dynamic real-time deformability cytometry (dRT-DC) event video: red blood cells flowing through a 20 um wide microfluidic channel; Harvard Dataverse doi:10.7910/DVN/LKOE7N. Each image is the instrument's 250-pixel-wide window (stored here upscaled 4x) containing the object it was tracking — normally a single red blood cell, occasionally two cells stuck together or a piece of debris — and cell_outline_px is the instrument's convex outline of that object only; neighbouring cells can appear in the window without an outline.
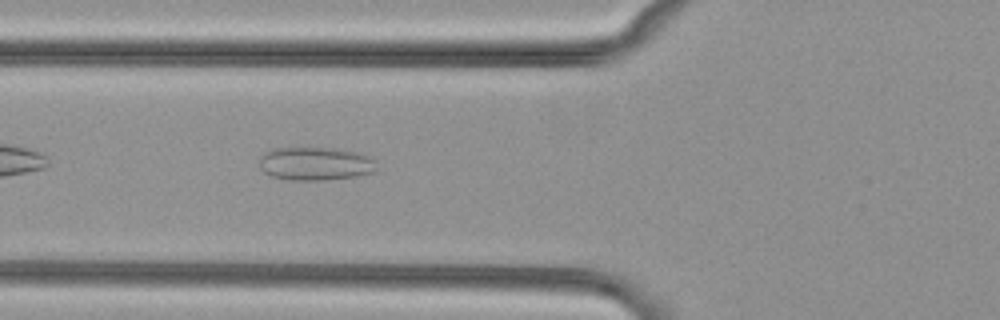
{"species": "common noctule bat (a hibernating species)", "species_latin": "Nyctalus noctula", "temperature_condition": "cold", "stored_images_in_passage": 39, "camera_frame_rate_fps": 3000, "um_per_image_px": 0.085, "animal": {"sex": "female", "body_mass_g": 29.2, "forearm_length_mm": 56.3}, "frame": {"image": 1, "passage_image": 5, "time_ms": 1.333, "image_size_px": [1000, 320], "cell_outline_px": [[380, 168], [372, 172], [356, 176], [324, 180], [288, 180], [272, 176], [264, 172], [260, 168], [260, 156], [272, 148], [336, 148], [356, 152], [368, 156], [376, 160]], "centroid_in_image_um": [26.83, 13.91], "position_along_channel_um": 99.0, "area_um2": 22.95}}
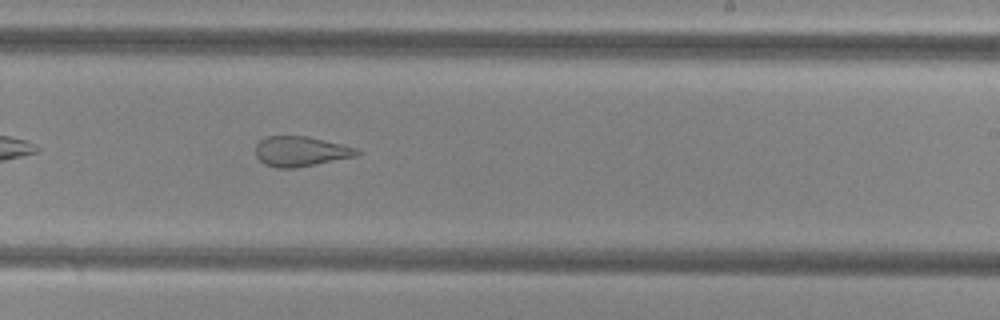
{"frame": {"image": 2, "passage_image": 18, "time_ms": 5.667, "image_size_px": [1000, 320], "cell_outline_px": [[360, 152], [356, 156], [296, 168], [276, 168], [264, 164], [256, 156], [256, 144], [260, 140], [268, 136], [308, 136], [356, 148]], "centroid_in_image_um": [25.52, 12.87], "position_along_channel_um": 263.5, "area_um2": 17.63}}
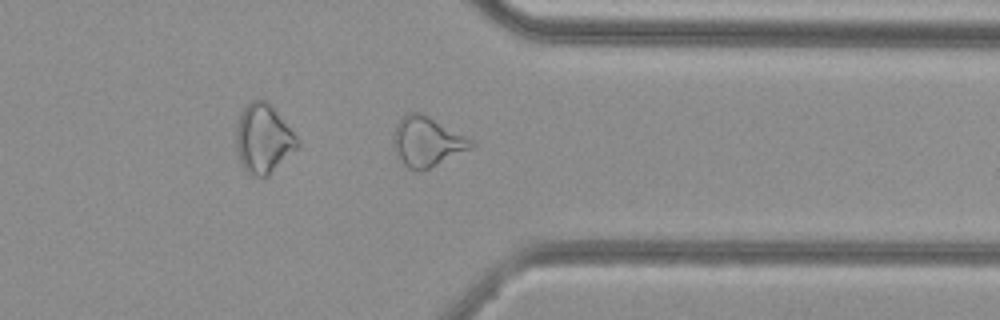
{"frame": {"image": 3, "passage_image": 27, "time_ms": 8.667, "image_size_px": [1000, 320], "cell_outline_px": [[476, 144], [472, 148], [428, 168], [408, 168], [400, 160], [396, 152], [392, 140], [396, 124], [408, 112], [420, 112], [428, 116], [472, 140]], "centroid_in_image_um": [36.28, 12.01], "position_along_channel_um": 375.1, "area_um2": 21.79}, "authors_computed_cell_mechanics": {"area_um2": 20.519, "velocity_mm_per_s": 3.7908, "shape_relaxation_time_tau1_ms": null, "shape_relaxation_time_tau2_ms": 1.6198, "deformation_change_tau1": null, "deformation_change_tau2": 0.1071}}